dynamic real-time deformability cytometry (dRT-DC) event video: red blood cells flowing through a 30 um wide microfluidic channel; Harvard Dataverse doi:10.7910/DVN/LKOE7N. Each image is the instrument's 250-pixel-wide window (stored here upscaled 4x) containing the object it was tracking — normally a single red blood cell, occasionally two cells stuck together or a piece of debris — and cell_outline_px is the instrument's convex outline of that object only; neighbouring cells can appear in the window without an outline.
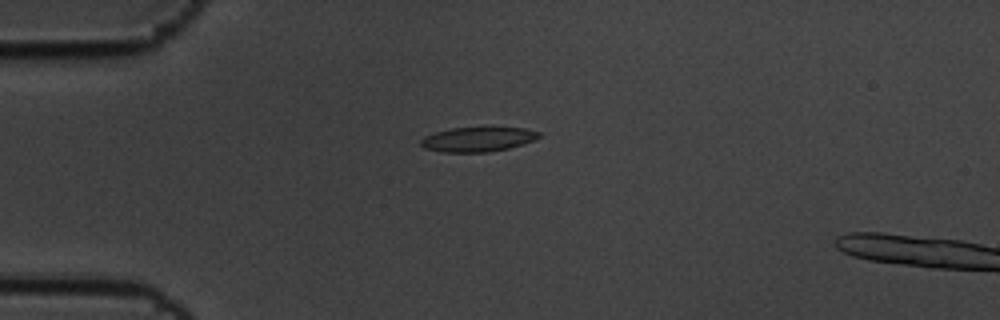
{"species": "common noctule bat (a hibernating species)", "species_latin": "Nyctalus noctula", "temperature_condition": "cold", "stored_images_in_passage": 3, "camera_frame_rate_fps": 3000, "um_per_image_px": 0.085, "animal": {"sex": "male", "body_mass_g": 19.5, "forearm_length_mm": 54.6}, "frame": {"image": 1, "passage_image": 1, "time_ms": 0.0, "image_size_px": [1000, 320], "cell_outline_px": [[540, 136], [524, 144], [508, 148], [488, 152], [444, 152], [424, 148], [420, 144], [420, 140], [424, 136], [436, 132], [452, 128], [524, 128], [540, 132]], "centroid_in_image_um": [40.59, 11.85], "position_along_channel_um": 44.4, "area_um2": 16.7}}
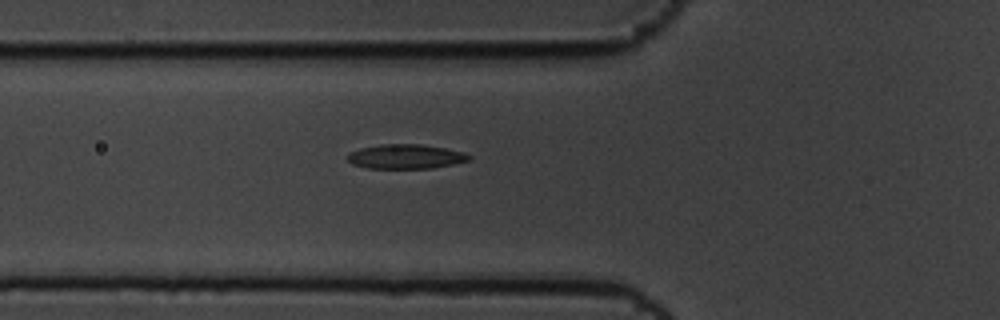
{"frame": {"image": 2, "passage_image": 3, "time_ms": 0.667, "image_size_px": [1000, 320], "cell_outline_px": [[472, 156], [468, 160], [452, 164], [432, 168], [368, 168], [352, 164], [348, 160], [348, 156], [352, 152], [360, 148], [380, 144], [420, 144], [444, 148], [464, 152]], "centroid_in_image_um": [34.49, 13.3], "position_along_channel_um": 91.3, "area_um2": 17.11}}